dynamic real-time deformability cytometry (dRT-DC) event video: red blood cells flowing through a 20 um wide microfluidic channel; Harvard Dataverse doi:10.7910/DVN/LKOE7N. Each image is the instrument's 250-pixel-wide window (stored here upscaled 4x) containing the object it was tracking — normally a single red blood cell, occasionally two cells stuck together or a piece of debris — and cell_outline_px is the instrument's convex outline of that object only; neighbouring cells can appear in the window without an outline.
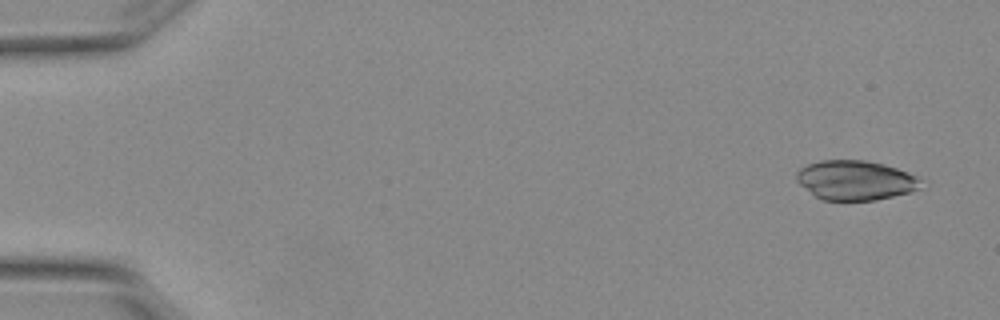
{"species": "Egyptian fruit bat (a non-hibernating species)", "species_latin": "Rousettus aegyptiacus", "temperature_condition": "warm", "stored_images_in_passage": 7, "camera_frame_rate_fps": 3000, "um_per_image_px": 0.085, "animal": {"sex": "female"}, "frame": {"image": 1, "passage_image": 1, "time_ms": 0.0, "image_size_px": [1000, 320], "cell_outline_px": [[928, 180], [920, 188], [908, 192], [876, 200], [824, 200], [816, 196], [800, 184], [796, 180], [796, 172], [800, 168], [808, 164], [820, 160], [864, 160], [884, 164], [920, 176]], "centroid_in_image_um": [72.78, 15.31], "position_along_channel_um": 12.2, "area_um2": 28.9}}
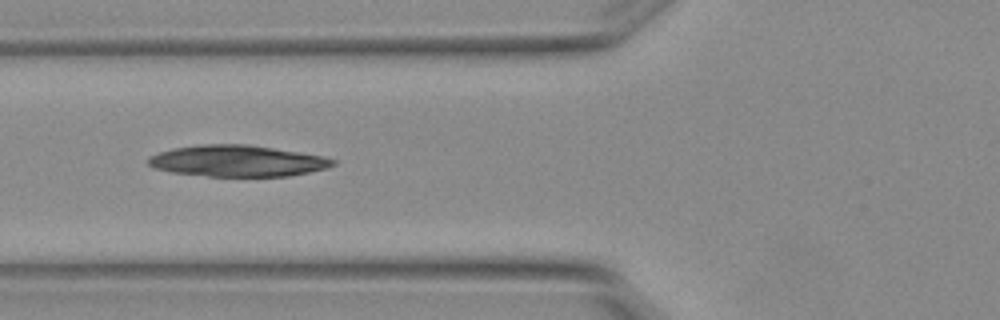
{"frame": {"image": 2, "passage_image": 6, "time_ms": 1.667, "image_size_px": [1000, 320], "cell_outline_px": [[336, 164], [328, 168], [288, 176], [208, 176], [172, 172], [152, 168], [148, 164], [148, 156], [172, 148], [200, 144], [248, 144], [324, 156], [336, 160]], "centroid_in_image_um": [20.16, 13.67], "position_along_channel_um": 105.6, "area_um2": 33.76}}
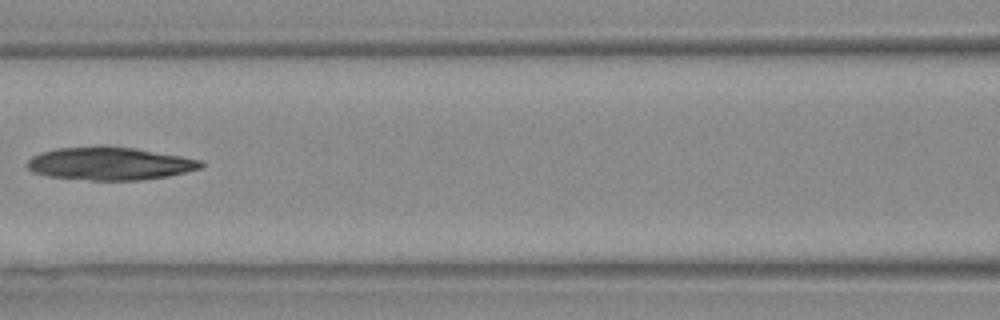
{"frame": {"image": 3, "passage_image": 7, "time_ms": 2.0, "image_size_px": [1000, 320], "cell_outline_px": [[204, 164], [200, 168], [168, 176], [140, 180], [92, 180], [48, 176], [32, 172], [28, 168], [28, 160], [32, 156], [40, 152], [56, 148], [100, 144], [104, 144], [136, 148], [180, 156], [200, 160]], "centroid_in_image_um": [9.28, 13.87], "position_along_channel_um": 157.3, "area_um2": 33.64}}